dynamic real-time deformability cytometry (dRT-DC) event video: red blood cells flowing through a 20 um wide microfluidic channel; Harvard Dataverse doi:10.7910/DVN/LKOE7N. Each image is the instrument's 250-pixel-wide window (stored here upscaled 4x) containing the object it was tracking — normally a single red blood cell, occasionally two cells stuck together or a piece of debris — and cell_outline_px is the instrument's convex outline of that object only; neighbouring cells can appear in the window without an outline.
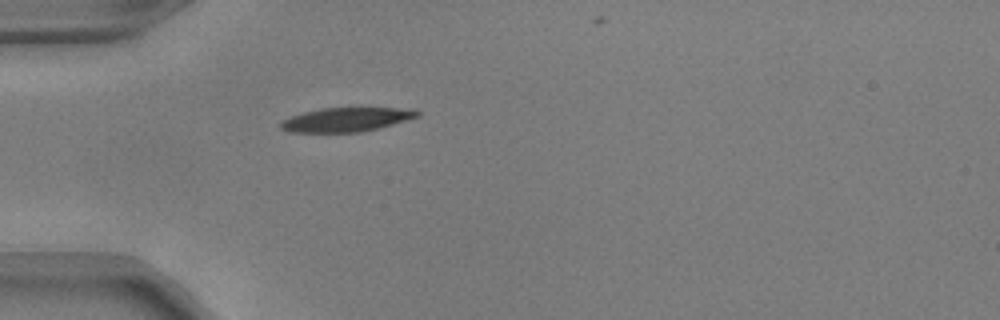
{"species": "common noctule bat (a hibernating species)", "species_latin": "Nyctalus noctula", "temperature_condition": "warm", "stored_images_in_passage": 31, "camera_frame_rate_fps": 3000, "um_per_image_px": 0.085, "animal": {"sex": "male", "body_mass_g": 17.9, "forearm_length_mm": 54.2}, "frame": {"image": 1, "passage_image": 1, "time_ms": 0.0, "image_size_px": [1000, 320], "cell_outline_px": [[420, 116], [376, 128], [360, 132], [288, 132], [280, 128], [280, 124], [284, 120], [292, 116], [304, 112], [320, 108], [416, 108], [420, 112]], "centroid_in_image_um": [29.45, 10.15], "position_along_channel_um": 55.6, "area_um2": 18.96}}
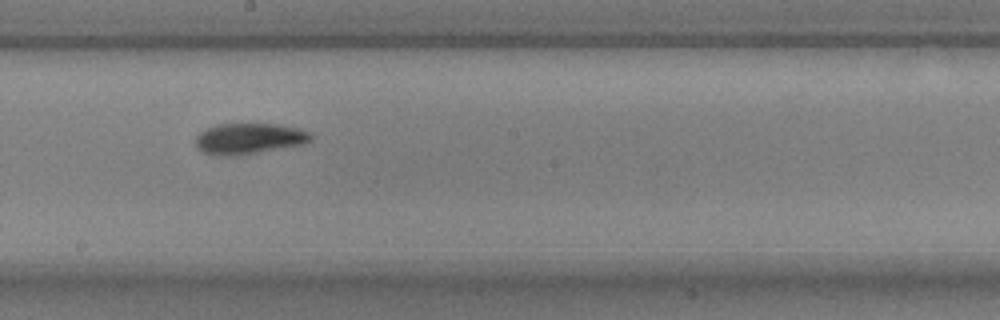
{"frame": {"image": 2, "passage_image": 15, "time_ms": 4.667, "image_size_px": [1000, 320], "cell_outline_px": [[312, 140], [304, 144], [256, 152], [228, 156], [204, 152], [196, 148], [196, 136], [200, 132], [216, 124], [280, 124], [300, 128], [312, 132]], "centroid_in_image_um": [21.22, 11.76], "position_along_channel_um": 227.0, "area_um2": 20.58}}
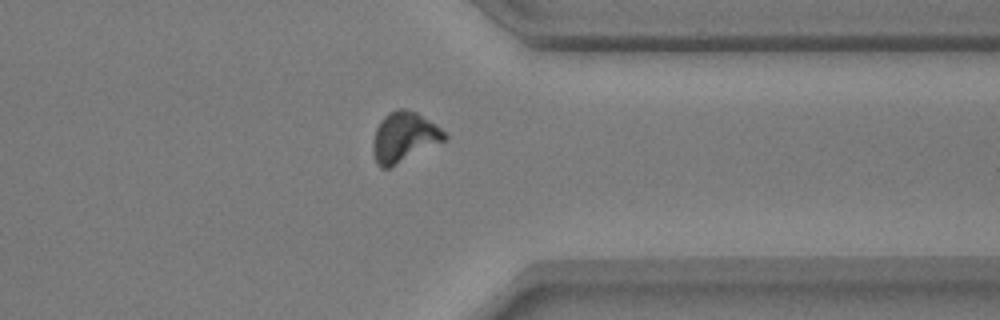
{"frame": {"image": 3, "passage_image": 27, "time_ms": 8.667, "image_size_px": [1000, 320], "cell_outline_px": [[448, 140], [388, 168], [380, 168], [376, 164], [372, 152], [372, 140], [376, 128], [380, 120], [384, 116], [396, 108], [404, 108], [416, 112], [436, 124], [448, 136]], "centroid_in_image_um": [34.34, 11.65], "position_along_channel_um": 377.1, "area_um2": 21.15}}